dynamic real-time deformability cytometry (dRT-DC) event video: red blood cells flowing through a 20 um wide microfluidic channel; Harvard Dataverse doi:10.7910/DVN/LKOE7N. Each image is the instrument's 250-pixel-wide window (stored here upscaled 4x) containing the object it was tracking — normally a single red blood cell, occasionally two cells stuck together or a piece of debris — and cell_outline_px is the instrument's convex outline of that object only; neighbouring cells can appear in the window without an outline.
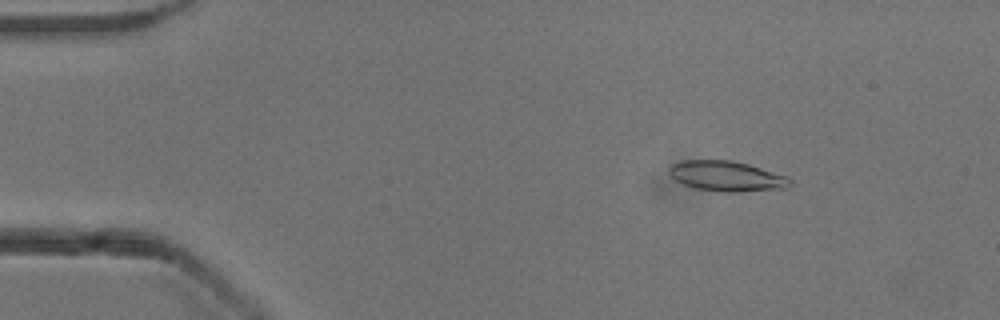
{"species": "common noctule bat (a hibernating species)", "species_latin": "Nyctalus noctula", "temperature_condition": "cold", "stored_images_in_passage": 54, "camera_frame_rate_fps": 3000, "um_per_image_px": 0.085, "animal": {"sex": "male", "body_mass_g": 13.3}, "frame": {"image": 1, "passage_image": 8, "time_ms": 2.333, "image_size_px": [1000, 320], "cell_outline_px": [[792, 184], [788, 188], [740, 192], [724, 192], [692, 188], [676, 180], [668, 172], [668, 168], [672, 164], [680, 160], [732, 160], [748, 164], [788, 176], [792, 180]], "centroid_in_image_um": [61.78, 14.97], "position_along_channel_um": 23.2, "area_um2": 21.56}}
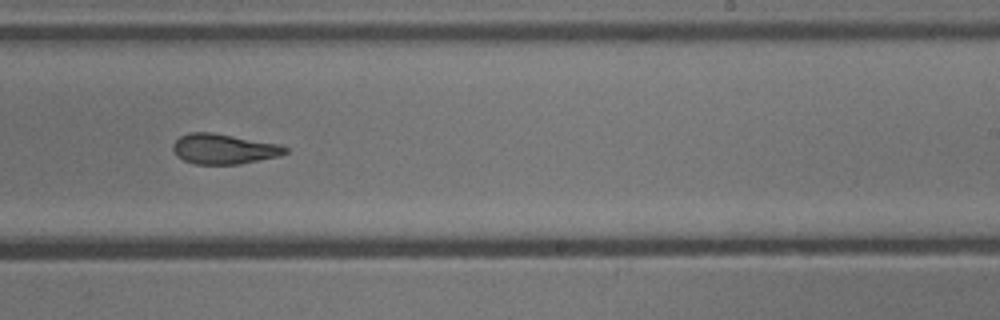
{"frame": {"image": 2, "passage_image": 33, "time_ms": 10.667, "image_size_px": [1000, 320], "cell_outline_px": [[288, 152], [280, 156], [240, 164], [196, 164], [184, 160], [176, 156], [172, 148], [172, 144], [180, 136], [188, 132], [212, 132], [280, 144], [288, 148]], "centroid_in_image_um": [19.02, 12.66], "position_along_channel_um": 270.0, "area_um2": 19.88}}
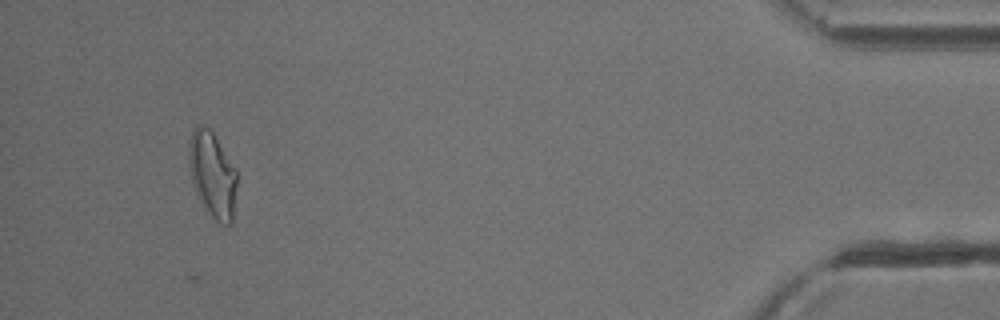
{"frame": {"image": 3, "passage_image": 50, "time_ms": 16.333, "image_size_px": [1000, 320], "cell_outline_px": [[236, 188], [232, 224], [220, 224], [208, 212], [192, 180], [188, 156], [188, 140], [192, 128], [196, 124], [204, 124], [212, 132], [236, 168]], "centroid_in_image_um": [18.05, 14.77], "position_along_channel_um": 417.1, "area_um2": 23.7}, "authors_computed_cell_mechanics": {"area_um2": 20.3745, "velocity_mm_per_s": 3.8856, "shape_relaxation_time_tau1_ms": 8.8091, "shape_relaxation_time_tau2_ms": 4.0337, "deformation_change_tau1": 0.2525, "deformation_change_tau2": 0.1371}}